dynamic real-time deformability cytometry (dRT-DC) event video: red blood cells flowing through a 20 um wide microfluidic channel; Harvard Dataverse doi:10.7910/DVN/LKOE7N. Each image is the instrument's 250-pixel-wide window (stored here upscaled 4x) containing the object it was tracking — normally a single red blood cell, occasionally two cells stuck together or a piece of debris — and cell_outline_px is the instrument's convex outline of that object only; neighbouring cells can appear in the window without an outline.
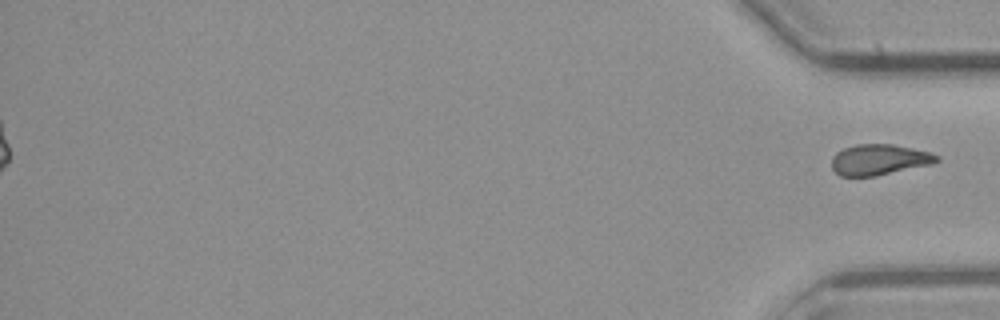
{"species": "common noctule bat (a hibernating species)", "species_latin": "Nyctalus noctula", "temperature_condition": "cold", "stored_images_in_passage": 56, "segment_of_instrument_passage": [2, 2], "camera_frame_rate_fps": 3000, "um_per_image_px": 0.085, "animal": {"sex": "male", "body_mass_g": 23.1, "forearm_length_mm": 52.7}, "frame": {"image": 1, "passage_image": 56, "time_ms": 18.333, "image_size_px": [1000, 320], "cell_outline_px": [[940, 160], [932, 164], [876, 176], [840, 176], [832, 168], [832, 156], [836, 152], [844, 148], [856, 144], [892, 144], [932, 152], [940, 156]], "centroid_in_image_um": [74.75, 13.57], "position_along_channel_um": 360.4, "area_um2": 18.96}}